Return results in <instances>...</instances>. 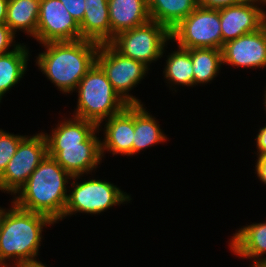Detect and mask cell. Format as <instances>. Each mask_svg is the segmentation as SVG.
Returning a JSON list of instances; mask_svg holds the SVG:
<instances>
[{
	"label": "cell",
	"mask_w": 266,
	"mask_h": 267,
	"mask_svg": "<svg viewBox=\"0 0 266 267\" xmlns=\"http://www.w3.org/2000/svg\"><path fill=\"white\" fill-rule=\"evenodd\" d=\"M74 118V119H73ZM58 123L51 136L45 135L48 155L53 157L71 176L79 179L90 173L102 160L101 140L96 136L98 126L73 116Z\"/></svg>",
	"instance_id": "obj_1"
},
{
	"label": "cell",
	"mask_w": 266,
	"mask_h": 267,
	"mask_svg": "<svg viewBox=\"0 0 266 267\" xmlns=\"http://www.w3.org/2000/svg\"><path fill=\"white\" fill-rule=\"evenodd\" d=\"M43 46L47 50L38 55L36 64L60 91L71 93L95 65L100 44L79 39L47 42Z\"/></svg>",
	"instance_id": "obj_2"
},
{
	"label": "cell",
	"mask_w": 266,
	"mask_h": 267,
	"mask_svg": "<svg viewBox=\"0 0 266 267\" xmlns=\"http://www.w3.org/2000/svg\"><path fill=\"white\" fill-rule=\"evenodd\" d=\"M67 179L73 176L47 154L12 202L24 210L44 214L56 223L63 219L68 198Z\"/></svg>",
	"instance_id": "obj_3"
},
{
	"label": "cell",
	"mask_w": 266,
	"mask_h": 267,
	"mask_svg": "<svg viewBox=\"0 0 266 267\" xmlns=\"http://www.w3.org/2000/svg\"><path fill=\"white\" fill-rule=\"evenodd\" d=\"M11 209H3L0 231V267H8L6 260H14L13 267L36 261L43 227L55 222L48 216L18 207L12 202Z\"/></svg>",
	"instance_id": "obj_4"
},
{
	"label": "cell",
	"mask_w": 266,
	"mask_h": 267,
	"mask_svg": "<svg viewBox=\"0 0 266 267\" xmlns=\"http://www.w3.org/2000/svg\"><path fill=\"white\" fill-rule=\"evenodd\" d=\"M78 89V104L73 116L91 121L98 128L111 116L121 112L127 105L113 89L102 68L95 65L80 80Z\"/></svg>",
	"instance_id": "obj_5"
},
{
	"label": "cell",
	"mask_w": 266,
	"mask_h": 267,
	"mask_svg": "<svg viewBox=\"0 0 266 267\" xmlns=\"http://www.w3.org/2000/svg\"><path fill=\"white\" fill-rule=\"evenodd\" d=\"M169 40L171 31L150 20L142 26L119 33L110 44L123 56L143 62L149 67V63L163 56L165 43Z\"/></svg>",
	"instance_id": "obj_6"
},
{
	"label": "cell",
	"mask_w": 266,
	"mask_h": 267,
	"mask_svg": "<svg viewBox=\"0 0 266 267\" xmlns=\"http://www.w3.org/2000/svg\"><path fill=\"white\" fill-rule=\"evenodd\" d=\"M171 40L185 49L215 48L222 50L219 9L200 5L171 30Z\"/></svg>",
	"instance_id": "obj_7"
},
{
	"label": "cell",
	"mask_w": 266,
	"mask_h": 267,
	"mask_svg": "<svg viewBox=\"0 0 266 267\" xmlns=\"http://www.w3.org/2000/svg\"><path fill=\"white\" fill-rule=\"evenodd\" d=\"M96 63L105 72L118 95L129 104H141L129 91L146 75L148 66L143 62L127 58L119 53L110 43L100 44ZM128 93V94H127Z\"/></svg>",
	"instance_id": "obj_8"
},
{
	"label": "cell",
	"mask_w": 266,
	"mask_h": 267,
	"mask_svg": "<svg viewBox=\"0 0 266 267\" xmlns=\"http://www.w3.org/2000/svg\"><path fill=\"white\" fill-rule=\"evenodd\" d=\"M67 198L63 218L77 212L101 213L114 205L131 200V197L110 182L90 179L81 183L73 181ZM124 192V193H123Z\"/></svg>",
	"instance_id": "obj_9"
},
{
	"label": "cell",
	"mask_w": 266,
	"mask_h": 267,
	"mask_svg": "<svg viewBox=\"0 0 266 267\" xmlns=\"http://www.w3.org/2000/svg\"><path fill=\"white\" fill-rule=\"evenodd\" d=\"M47 154V140L44 133L27 137L25 135L0 176V190L16 195Z\"/></svg>",
	"instance_id": "obj_10"
},
{
	"label": "cell",
	"mask_w": 266,
	"mask_h": 267,
	"mask_svg": "<svg viewBox=\"0 0 266 267\" xmlns=\"http://www.w3.org/2000/svg\"><path fill=\"white\" fill-rule=\"evenodd\" d=\"M36 40L41 44L81 39L79 24L60 0H40Z\"/></svg>",
	"instance_id": "obj_11"
},
{
	"label": "cell",
	"mask_w": 266,
	"mask_h": 267,
	"mask_svg": "<svg viewBox=\"0 0 266 267\" xmlns=\"http://www.w3.org/2000/svg\"><path fill=\"white\" fill-rule=\"evenodd\" d=\"M251 0L219 9L222 48L230 40L255 32L266 24V12Z\"/></svg>",
	"instance_id": "obj_12"
},
{
	"label": "cell",
	"mask_w": 266,
	"mask_h": 267,
	"mask_svg": "<svg viewBox=\"0 0 266 267\" xmlns=\"http://www.w3.org/2000/svg\"><path fill=\"white\" fill-rule=\"evenodd\" d=\"M223 65L259 68L266 66V24L259 30L226 42Z\"/></svg>",
	"instance_id": "obj_13"
},
{
	"label": "cell",
	"mask_w": 266,
	"mask_h": 267,
	"mask_svg": "<svg viewBox=\"0 0 266 267\" xmlns=\"http://www.w3.org/2000/svg\"><path fill=\"white\" fill-rule=\"evenodd\" d=\"M105 138L101 143V154L108 150L113 155H132L134 139V104L127 105L121 112L107 119Z\"/></svg>",
	"instance_id": "obj_14"
},
{
	"label": "cell",
	"mask_w": 266,
	"mask_h": 267,
	"mask_svg": "<svg viewBox=\"0 0 266 267\" xmlns=\"http://www.w3.org/2000/svg\"><path fill=\"white\" fill-rule=\"evenodd\" d=\"M111 41L119 33L150 21L147 0H108Z\"/></svg>",
	"instance_id": "obj_15"
},
{
	"label": "cell",
	"mask_w": 266,
	"mask_h": 267,
	"mask_svg": "<svg viewBox=\"0 0 266 267\" xmlns=\"http://www.w3.org/2000/svg\"><path fill=\"white\" fill-rule=\"evenodd\" d=\"M85 14L79 24L81 39L99 44L111 42L108 0H84Z\"/></svg>",
	"instance_id": "obj_16"
},
{
	"label": "cell",
	"mask_w": 266,
	"mask_h": 267,
	"mask_svg": "<svg viewBox=\"0 0 266 267\" xmlns=\"http://www.w3.org/2000/svg\"><path fill=\"white\" fill-rule=\"evenodd\" d=\"M230 241V249L234 254L242 258H253V263L266 260L261 258L266 254V222L244 226Z\"/></svg>",
	"instance_id": "obj_17"
},
{
	"label": "cell",
	"mask_w": 266,
	"mask_h": 267,
	"mask_svg": "<svg viewBox=\"0 0 266 267\" xmlns=\"http://www.w3.org/2000/svg\"><path fill=\"white\" fill-rule=\"evenodd\" d=\"M147 5L150 20L171 31L196 9L199 0H147Z\"/></svg>",
	"instance_id": "obj_18"
},
{
	"label": "cell",
	"mask_w": 266,
	"mask_h": 267,
	"mask_svg": "<svg viewBox=\"0 0 266 267\" xmlns=\"http://www.w3.org/2000/svg\"><path fill=\"white\" fill-rule=\"evenodd\" d=\"M7 54L0 55V102L2 96L24 76L29 60V50L24 44H13Z\"/></svg>",
	"instance_id": "obj_19"
},
{
	"label": "cell",
	"mask_w": 266,
	"mask_h": 267,
	"mask_svg": "<svg viewBox=\"0 0 266 267\" xmlns=\"http://www.w3.org/2000/svg\"><path fill=\"white\" fill-rule=\"evenodd\" d=\"M160 125L150 113L146 111L143 104H134V139L132 155L149 146L166 141Z\"/></svg>",
	"instance_id": "obj_20"
},
{
	"label": "cell",
	"mask_w": 266,
	"mask_h": 267,
	"mask_svg": "<svg viewBox=\"0 0 266 267\" xmlns=\"http://www.w3.org/2000/svg\"><path fill=\"white\" fill-rule=\"evenodd\" d=\"M39 7L40 0H9L5 24L14 34L17 30H24L36 38Z\"/></svg>",
	"instance_id": "obj_21"
},
{
	"label": "cell",
	"mask_w": 266,
	"mask_h": 267,
	"mask_svg": "<svg viewBox=\"0 0 266 267\" xmlns=\"http://www.w3.org/2000/svg\"><path fill=\"white\" fill-rule=\"evenodd\" d=\"M190 55L194 70V86L198 83H208L217 76L221 64H223L222 50L192 48Z\"/></svg>",
	"instance_id": "obj_22"
},
{
	"label": "cell",
	"mask_w": 266,
	"mask_h": 267,
	"mask_svg": "<svg viewBox=\"0 0 266 267\" xmlns=\"http://www.w3.org/2000/svg\"><path fill=\"white\" fill-rule=\"evenodd\" d=\"M178 51H173L168 55L164 69V77L169 83L178 85L193 86L194 73L190 55V49L178 46Z\"/></svg>",
	"instance_id": "obj_23"
},
{
	"label": "cell",
	"mask_w": 266,
	"mask_h": 267,
	"mask_svg": "<svg viewBox=\"0 0 266 267\" xmlns=\"http://www.w3.org/2000/svg\"><path fill=\"white\" fill-rule=\"evenodd\" d=\"M24 137L0 130V176L5 171L8 162L15 155L18 145Z\"/></svg>",
	"instance_id": "obj_24"
},
{
	"label": "cell",
	"mask_w": 266,
	"mask_h": 267,
	"mask_svg": "<svg viewBox=\"0 0 266 267\" xmlns=\"http://www.w3.org/2000/svg\"><path fill=\"white\" fill-rule=\"evenodd\" d=\"M72 17L80 24L85 14L84 0H60Z\"/></svg>",
	"instance_id": "obj_25"
},
{
	"label": "cell",
	"mask_w": 266,
	"mask_h": 267,
	"mask_svg": "<svg viewBox=\"0 0 266 267\" xmlns=\"http://www.w3.org/2000/svg\"><path fill=\"white\" fill-rule=\"evenodd\" d=\"M15 34L12 30L4 23L0 24V55L7 54L11 52L9 46L11 47L13 44V40L15 38Z\"/></svg>",
	"instance_id": "obj_26"
},
{
	"label": "cell",
	"mask_w": 266,
	"mask_h": 267,
	"mask_svg": "<svg viewBox=\"0 0 266 267\" xmlns=\"http://www.w3.org/2000/svg\"><path fill=\"white\" fill-rule=\"evenodd\" d=\"M249 1L251 0H199V5L205 8L220 9Z\"/></svg>",
	"instance_id": "obj_27"
},
{
	"label": "cell",
	"mask_w": 266,
	"mask_h": 267,
	"mask_svg": "<svg viewBox=\"0 0 266 267\" xmlns=\"http://www.w3.org/2000/svg\"><path fill=\"white\" fill-rule=\"evenodd\" d=\"M256 143L258 148V156L266 155V126L260 128L256 137Z\"/></svg>",
	"instance_id": "obj_28"
},
{
	"label": "cell",
	"mask_w": 266,
	"mask_h": 267,
	"mask_svg": "<svg viewBox=\"0 0 266 267\" xmlns=\"http://www.w3.org/2000/svg\"><path fill=\"white\" fill-rule=\"evenodd\" d=\"M256 162V174L260 181L266 184V155L258 156Z\"/></svg>",
	"instance_id": "obj_29"
},
{
	"label": "cell",
	"mask_w": 266,
	"mask_h": 267,
	"mask_svg": "<svg viewBox=\"0 0 266 267\" xmlns=\"http://www.w3.org/2000/svg\"><path fill=\"white\" fill-rule=\"evenodd\" d=\"M8 1L9 0H0V24L6 22Z\"/></svg>",
	"instance_id": "obj_30"
},
{
	"label": "cell",
	"mask_w": 266,
	"mask_h": 267,
	"mask_svg": "<svg viewBox=\"0 0 266 267\" xmlns=\"http://www.w3.org/2000/svg\"><path fill=\"white\" fill-rule=\"evenodd\" d=\"M20 267H47L44 264H42L40 261H34L25 265H22Z\"/></svg>",
	"instance_id": "obj_31"
},
{
	"label": "cell",
	"mask_w": 266,
	"mask_h": 267,
	"mask_svg": "<svg viewBox=\"0 0 266 267\" xmlns=\"http://www.w3.org/2000/svg\"><path fill=\"white\" fill-rule=\"evenodd\" d=\"M252 267H266V260L253 263Z\"/></svg>",
	"instance_id": "obj_32"
},
{
	"label": "cell",
	"mask_w": 266,
	"mask_h": 267,
	"mask_svg": "<svg viewBox=\"0 0 266 267\" xmlns=\"http://www.w3.org/2000/svg\"><path fill=\"white\" fill-rule=\"evenodd\" d=\"M2 222H3V209L0 207V231H1Z\"/></svg>",
	"instance_id": "obj_33"
},
{
	"label": "cell",
	"mask_w": 266,
	"mask_h": 267,
	"mask_svg": "<svg viewBox=\"0 0 266 267\" xmlns=\"http://www.w3.org/2000/svg\"><path fill=\"white\" fill-rule=\"evenodd\" d=\"M264 96H265V99H264L265 103H263V104H265V109H266V91H265V95Z\"/></svg>",
	"instance_id": "obj_34"
}]
</instances>
